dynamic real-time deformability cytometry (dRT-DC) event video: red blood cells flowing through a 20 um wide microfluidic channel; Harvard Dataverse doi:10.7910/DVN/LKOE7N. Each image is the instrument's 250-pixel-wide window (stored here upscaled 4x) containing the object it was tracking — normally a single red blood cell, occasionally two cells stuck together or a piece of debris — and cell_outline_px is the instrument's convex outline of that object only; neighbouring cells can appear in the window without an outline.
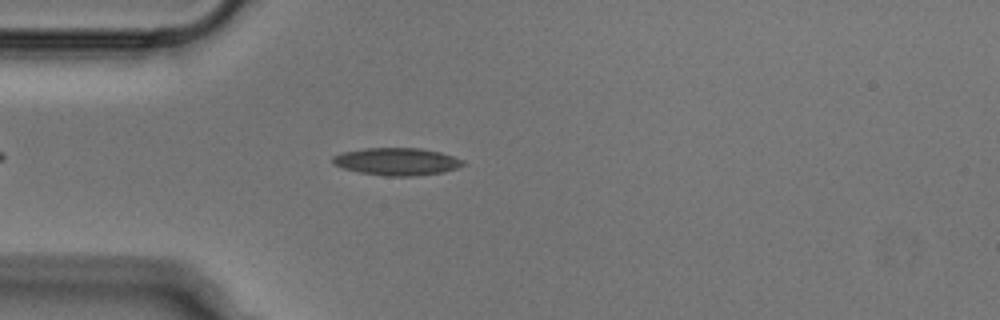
{"species": "Egyptian fruit bat (a non-hibernating species)", "species_latin": "Rousettus aegyptiacus", "temperature_condition": "cold", "stored_images_in_passage": 40, "camera_frame_rate_fps": 3000, "um_per_image_px": 0.085, "animal": {"sex": "male"}, "frame": {"image": 1, "passage_image": 7, "time_ms": 2.0, "image_size_px": [1000, 320], "cell_outline_px": [[464, 164], [456, 168], [444, 172], [412, 176], [384, 176], [360, 172], [344, 168], [332, 164], [332, 156], [340, 152], [364, 148], [420, 148], [440, 152], [464, 160]], "centroid_in_image_um": [33.69, 13.72], "position_along_channel_um": 51.3, "area_um2": 20.87}}
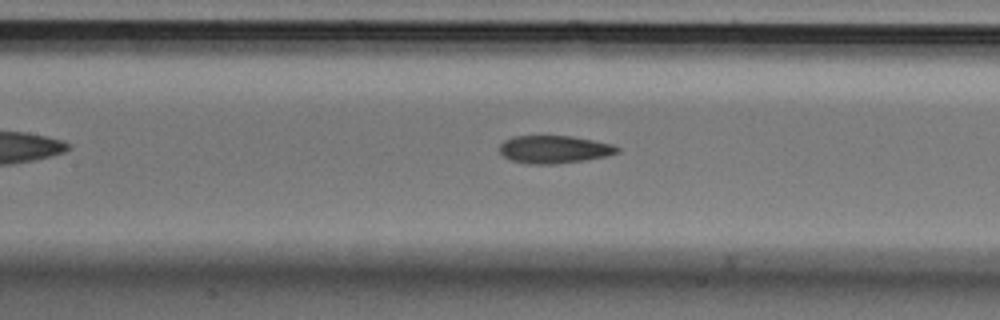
{"frame": {"image": 2, "passage_image": 16, "time_ms": 5.0, "image_size_px": [1000, 320], "cell_outline_px": [[620, 152], [608, 156], [584, 160], [556, 164], [528, 164], [512, 160], [504, 156], [500, 152], [500, 144], [504, 140], [512, 136], [572, 136], [612, 144], [620, 148]], "centroid_in_image_um": [47.12, 12.7], "position_along_channel_um": 160.3, "area_um2": 19.07}}
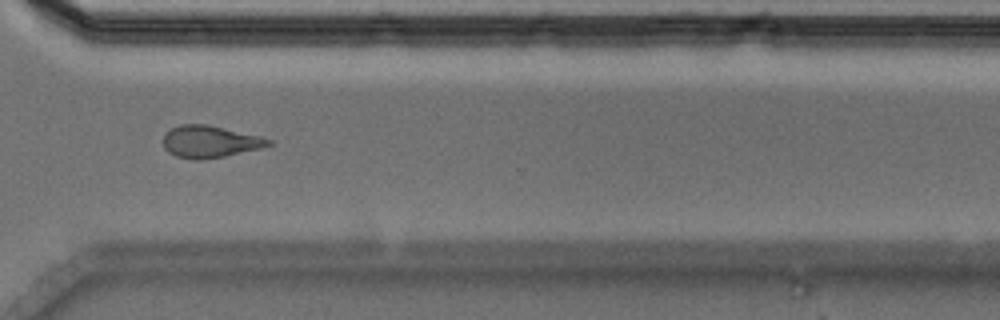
{"frame": {"image": 3, "passage_image": 31, "time_ms": 10.0, "image_size_px": [1000, 320], "cell_outline_px": [[272, 144], [260, 148], [224, 156], [200, 160], [192, 160], [176, 156], [168, 152], [164, 148], [164, 132], [180, 124], [208, 124], [260, 136], [272, 140]], "centroid_in_image_um": [17.81, 12.03], "position_along_channel_um": 352.8, "area_um2": 19.65}}